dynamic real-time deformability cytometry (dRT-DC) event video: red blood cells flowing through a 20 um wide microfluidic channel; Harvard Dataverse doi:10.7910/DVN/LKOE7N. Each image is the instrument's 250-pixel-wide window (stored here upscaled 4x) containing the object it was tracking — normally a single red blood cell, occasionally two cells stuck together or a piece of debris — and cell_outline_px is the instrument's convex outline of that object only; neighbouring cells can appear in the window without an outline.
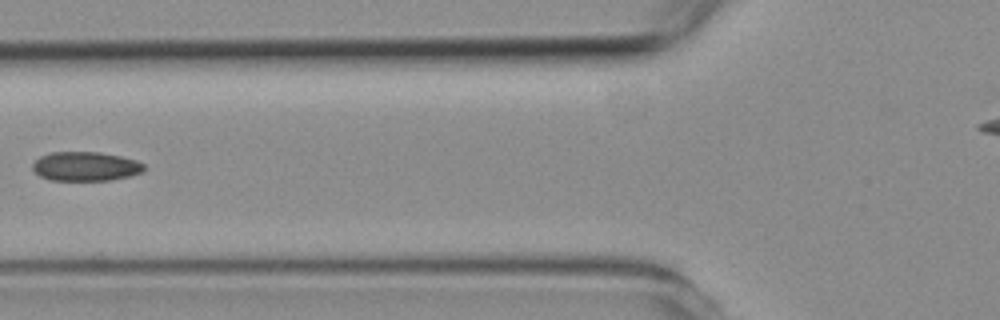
{"species": "common noctule bat (a hibernating species)", "species_latin": "Nyctalus noctula", "temperature_condition": "room temperature", "stored_images_in_passage": 6, "camera_frame_rate_fps": 3000, "um_per_image_px": 0.085, "animal": {"sex": "female", "body_mass_g": 19.3, "forearm_length_mm": 54.1}, "frame": {"image": 1, "passage_image": 5, "time_ms": 6.333, "image_size_px": [1000, 320], "cell_outline_px": [[144, 172], [112, 180], [48, 180], [40, 176], [32, 168], [32, 164], [40, 156], [52, 152], [100, 152], [120, 156], [136, 160], [144, 164]], "centroid_in_image_um": [7.27, 14.14], "position_along_channel_um": 118.5, "area_um2": 18.96}}
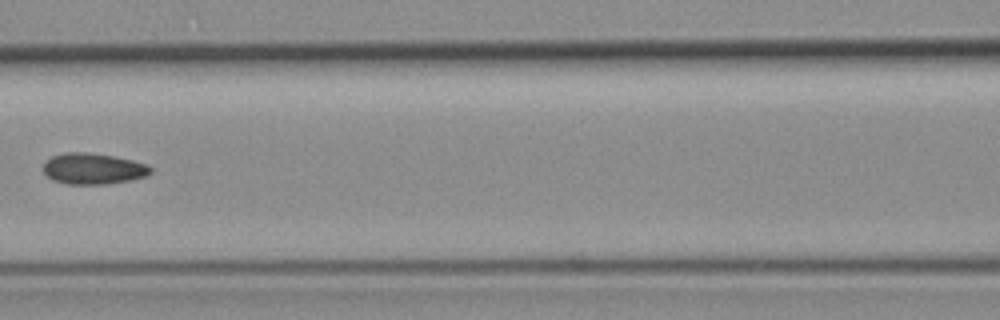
{"frame": {"image": 2, "passage_image": 6, "time_ms": 7.333, "image_size_px": [1000, 320], "cell_outline_px": [[152, 172], [148, 176], [132, 180], [104, 184], [64, 184], [52, 180], [44, 172], [44, 160], [52, 156], [64, 152], [84, 152], [112, 156], [132, 160], [148, 164], [152, 168]], "centroid_in_image_um": [7.93, 14.34], "position_along_channel_um": 158.7, "area_um2": 19.59}}